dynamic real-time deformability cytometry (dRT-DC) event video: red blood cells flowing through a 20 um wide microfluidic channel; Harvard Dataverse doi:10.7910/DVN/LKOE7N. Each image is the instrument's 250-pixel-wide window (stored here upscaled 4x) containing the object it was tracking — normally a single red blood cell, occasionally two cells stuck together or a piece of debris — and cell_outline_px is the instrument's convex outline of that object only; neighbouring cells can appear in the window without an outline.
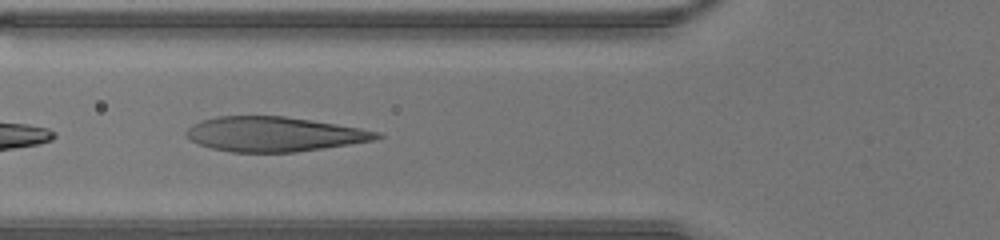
{"species": "human", "species_latin": "Homo sapiens", "temperature_condition": "warm", "stored_images_in_passage": 29, "camera_frame_rate_fps": 3000, "um_per_image_px": 0.085, "donor": {"sex": "male"}, "frame": {"image": 1, "passage_image": 3, "time_ms": 0.667, "image_size_px": [1000, 240], "cell_outline_px": [[384, 136], [376, 140], [296, 152], [232, 152], [212, 148], [200, 144], [192, 140], [184, 132], [188, 128], [204, 120], [216, 116], [284, 116], [312, 120], [360, 128], [380, 132]], "centroid_in_image_um": [23.34, 11.4], "position_along_channel_um": 102.5, "area_um2": 38.21}}
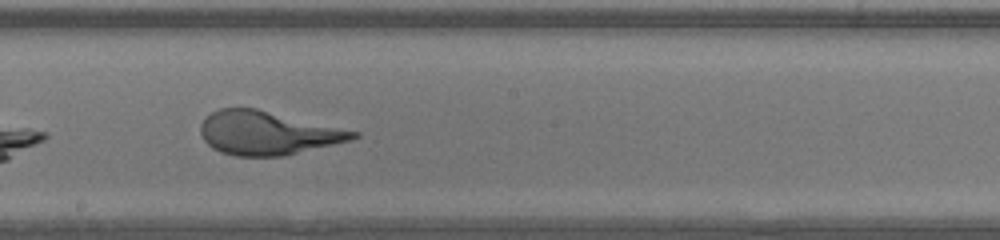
{"frame": {"image": 2, "passage_image": 11, "time_ms": 3.333, "image_size_px": [1000, 240], "cell_outline_px": [[360, 136], [352, 140], [284, 156], [236, 156], [220, 152], [212, 148], [204, 140], [200, 132], [200, 124], [212, 112], [220, 108], [256, 108], [360, 132]], "centroid_in_image_um": [22.75, 11.31], "position_along_channel_um": 225.5, "area_um2": 38.67}}
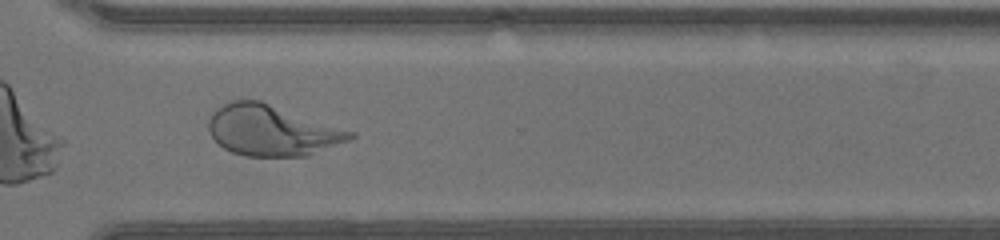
{"frame": {"image": 3, "passage_image": 19, "time_ms": 6.0, "image_size_px": [1000, 240], "cell_outline_px": [[356, 136], [348, 140], [308, 156], [244, 156], [232, 152], [224, 148], [208, 132], [208, 120], [212, 112], [216, 108], [232, 100], [260, 100], [356, 132]], "centroid_in_image_um": [23.1, 11.08], "position_along_channel_um": 347.5, "area_um2": 41.85}}